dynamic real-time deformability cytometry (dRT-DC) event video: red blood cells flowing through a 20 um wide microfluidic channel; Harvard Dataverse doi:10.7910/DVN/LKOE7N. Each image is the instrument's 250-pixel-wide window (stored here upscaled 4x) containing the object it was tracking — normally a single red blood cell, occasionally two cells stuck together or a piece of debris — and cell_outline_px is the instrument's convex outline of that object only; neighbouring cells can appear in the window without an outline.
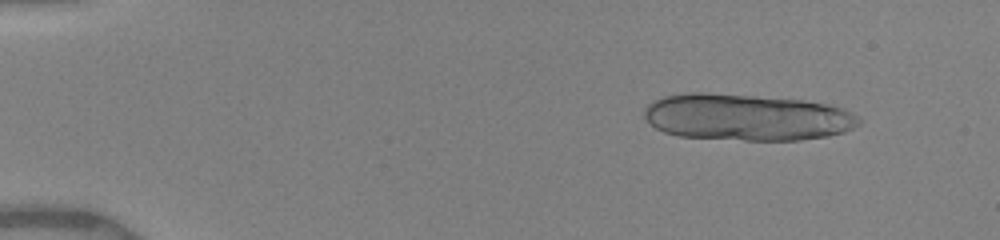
{"species": "human", "species_latin": "Homo sapiens", "temperature_condition": "warm", "stored_images_in_passage": 13, "camera_frame_rate_fps": 3000, "um_per_image_px": 0.085, "donor": {"sex": "female"}, "frame": {"image": 1, "passage_image": 4, "time_ms": 1.333, "image_size_px": [1000, 240], "cell_outline_px": [[860, 124], [844, 132], [828, 136], [800, 140], [744, 140], [680, 136], [664, 132], [656, 128], [644, 116], [644, 108], [652, 100], [664, 96], [688, 92], [708, 92], [804, 100], [844, 108], [860, 116]], "centroid_in_image_um": [63.48, 9.96], "position_along_channel_um": 21.5, "area_um2": 58.55}}